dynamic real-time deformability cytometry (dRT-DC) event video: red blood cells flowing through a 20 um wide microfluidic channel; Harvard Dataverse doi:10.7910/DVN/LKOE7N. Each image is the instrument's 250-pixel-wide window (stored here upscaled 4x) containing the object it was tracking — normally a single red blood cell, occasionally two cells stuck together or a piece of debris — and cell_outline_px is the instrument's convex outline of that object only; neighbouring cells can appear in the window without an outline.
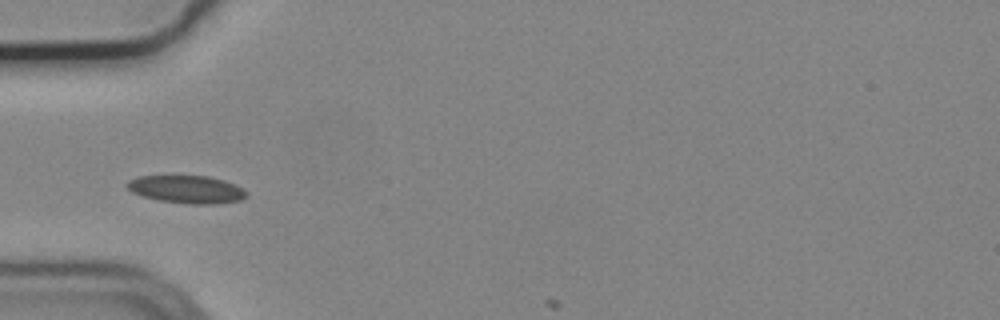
{"species": "common noctule bat (a hibernating species)", "species_latin": "Nyctalus noctula", "temperature_condition": "cold", "stored_images_in_passage": 3, "camera_frame_rate_fps": 3000, "um_per_image_px": 0.085, "animal": {"sex": "male", "body_mass_g": 19.2, "forearm_length_mm": 51.8}, "frame": {"image": 1, "passage_image": 1, "time_ms": 0.0, "image_size_px": [1000, 320], "cell_outline_px": [[248, 196], [240, 200], [216, 204], [192, 204], [160, 200], [144, 196], [132, 192], [124, 184], [128, 180], [136, 176], [208, 176], [224, 180], [244, 188], [248, 192]], "centroid_in_image_um": [15.89, 16.09], "position_along_channel_um": 69.1, "area_um2": 19.36}}